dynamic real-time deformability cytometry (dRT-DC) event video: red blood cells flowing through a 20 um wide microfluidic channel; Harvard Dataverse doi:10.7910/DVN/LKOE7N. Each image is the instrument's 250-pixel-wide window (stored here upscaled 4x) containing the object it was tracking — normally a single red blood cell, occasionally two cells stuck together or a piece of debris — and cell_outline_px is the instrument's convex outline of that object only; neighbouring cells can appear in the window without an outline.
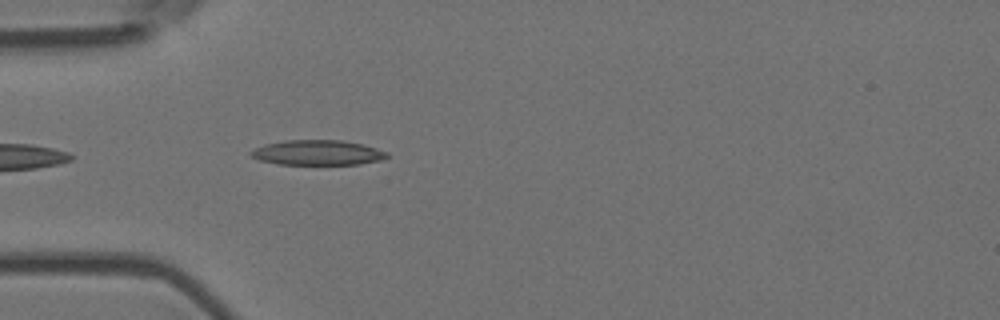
{"species": "Egyptian fruit bat (a non-hibernating species)", "species_latin": "Rousettus aegyptiacus", "temperature_condition": "room temperature", "stored_images_in_passage": 3, "camera_frame_rate_fps": 3000, "um_per_image_px": 0.085, "animal": {"sex": "female"}, "frame": {"image": 1, "passage_image": 3, "time_ms": 0.667, "image_size_px": [1000, 320], "cell_outline_px": [[388, 156], [380, 160], [360, 164], [280, 164], [260, 160], [252, 156], [248, 152], [264, 144], [288, 140], [340, 140], [364, 144], [388, 152]], "centroid_in_image_um": [27.01, 12.97], "position_along_channel_um": 58.0, "area_um2": 19.71}}